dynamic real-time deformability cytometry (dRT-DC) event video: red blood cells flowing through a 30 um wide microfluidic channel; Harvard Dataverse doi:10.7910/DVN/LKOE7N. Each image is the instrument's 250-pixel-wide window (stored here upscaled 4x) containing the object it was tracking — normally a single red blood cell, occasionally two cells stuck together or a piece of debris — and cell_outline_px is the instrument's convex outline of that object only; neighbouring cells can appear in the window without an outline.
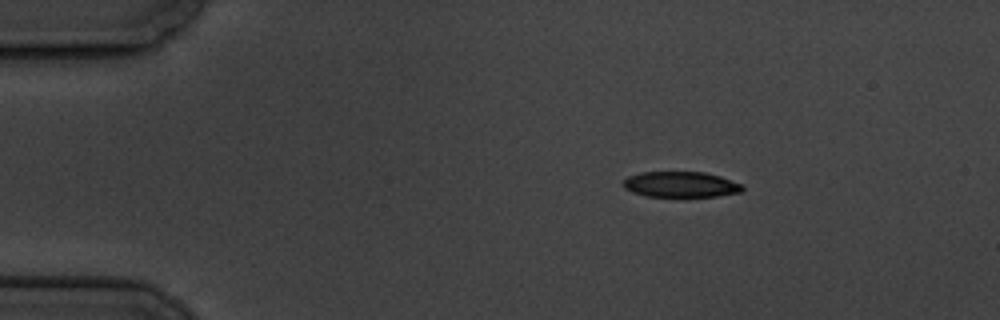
{"species": "common noctule bat (a hibernating species)", "species_latin": "Nyctalus noctula", "temperature_condition": "cold", "stored_images_in_passage": 11, "camera_frame_rate_fps": 3000, "um_per_image_px": 0.085, "animal": {"sex": "male", "body_mass_g": 19.5, "forearm_length_mm": 54.6}, "frame": {"image": 1, "passage_image": 1, "time_ms": 0.0, "image_size_px": [1000, 320], "cell_outline_px": [[744, 188], [740, 192], [720, 196], [644, 196], [632, 192], [624, 188], [624, 180], [628, 176], [640, 172], [704, 172], [720, 176], [744, 184]], "centroid_in_image_um": [57.88, 15.67], "position_along_channel_um": 27.1, "area_um2": 17.86}}
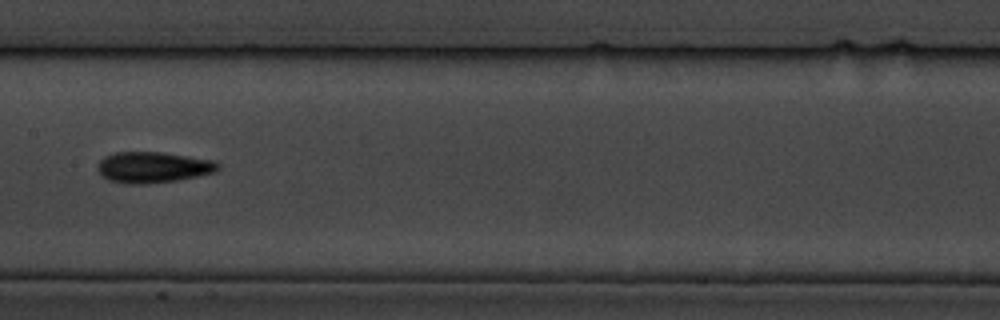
{"frame": {"image": 2, "passage_image": 6, "time_ms": 6.667, "image_size_px": [1000, 320], "cell_outline_px": [[220, 168], [216, 172], [176, 180], [144, 184], [124, 184], [108, 180], [96, 168], [100, 160], [104, 156], [116, 152], [164, 152], [212, 160], [220, 164]], "centroid_in_image_um": [13.0, 14.21], "position_along_channel_um": 194.4, "area_um2": 21.73}}
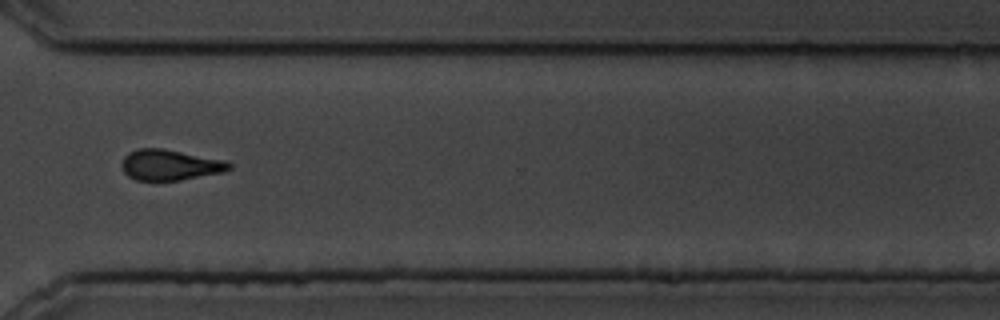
{"frame": {"image": 3, "passage_image": 10, "time_ms": 11.333, "image_size_px": [1000, 320], "cell_outline_px": [[232, 168], [224, 172], [180, 180], [136, 180], [128, 176], [124, 172], [120, 164], [124, 156], [128, 152], [140, 148], [164, 148], [224, 160], [232, 164]], "centroid_in_image_um": [14.43, 14.01], "position_along_channel_um": 356.2, "area_um2": 19.31}, "authors_computed_cell_mechanics": {"area_um2": 20.3456, "velocity_mm_per_s": 3.4759, "shape_relaxation_time_tau1_ms": 4.6409, "shape_relaxation_time_tau2_ms": 4.302, "deformation_change_tau1": 0.1295, "deformation_change_tau2": 0.1204}}